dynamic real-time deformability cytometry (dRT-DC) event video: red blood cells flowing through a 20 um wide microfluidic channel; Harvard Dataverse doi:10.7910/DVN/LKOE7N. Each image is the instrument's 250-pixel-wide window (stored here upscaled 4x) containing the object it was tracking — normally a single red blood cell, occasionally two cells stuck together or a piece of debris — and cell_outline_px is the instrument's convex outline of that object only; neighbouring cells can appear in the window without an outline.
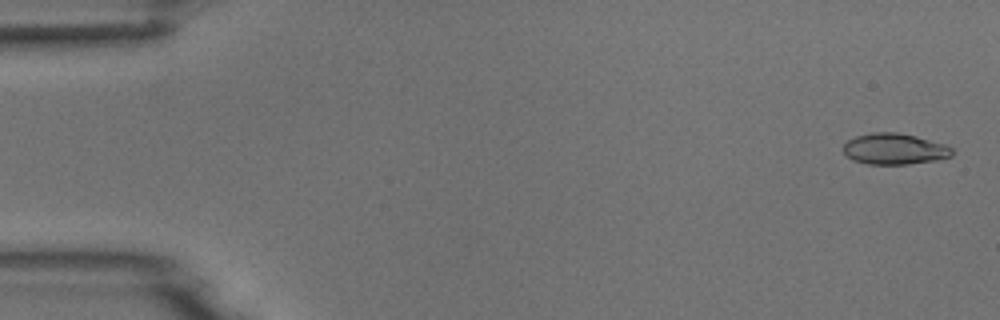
{"species": "common noctule bat (a hibernating species)", "species_latin": "Nyctalus noctula", "temperature_condition": "room temperature", "stored_images_in_passage": 54, "camera_frame_rate_fps": 3000, "um_per_image_px": 0.085, "animal": {"sex": "male", "body_mass_g": 18.8}, "frame": {"image": 1, "passage_image": 2, "time_ms": 0.333, "image_size_px": [1000, 320], "cell_outline_px": [[952, 156], [936, 160], [908, 164], [868, 164], [852, 160], [844, 152], [844, 144], [848, 140], [856, 136], [872, 132], [896, 132], [916, 136], [944, 144], [952, 148]], "centroid_in_image_um": [76.02, 12.66], "position_along_channel_um": 9.0, "area_um2": 19.59}}
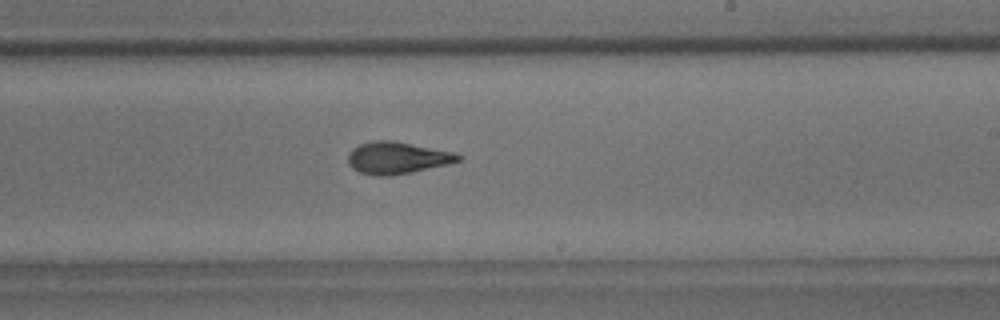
{"frame": {"image": 2, "passage_image": 32, "time_ms": 10.333, "image_size_px": [1000, 320], "cell_outline_px": [[464, 156], [460, 160], [448, 164], [412, 172], [392, 176], [376, 176], [360, 172], [352, 168], [348, 164], [348, 156], [352, 148], [360, 144], [372, 140], [392, 140], [452, 152]], "centroid_in_image_um": [33.73, 13.42], "position_along_channel_um": 255.3, "area_um2": 20.52}}
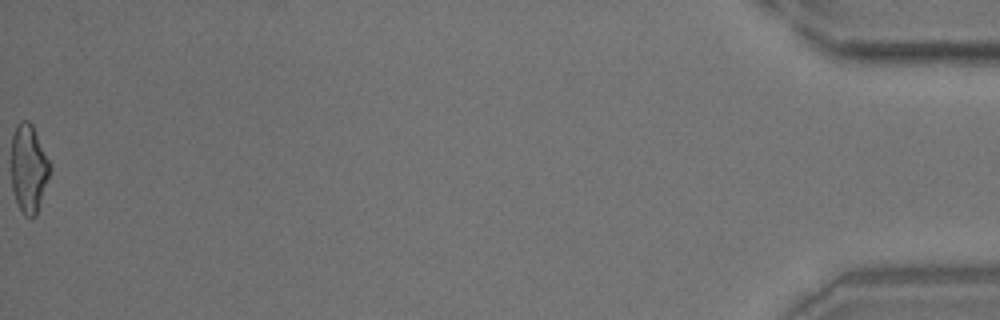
{"frame": {"image": 3, "passage_image": 54, "time_ms": 17.667, "image_size_px": [1000, 320], "cell_outline_px": [[52, 172], [36, 216], [32, 220], [24, 216], [16, 204], [12, 188], [12, 136], [16, 124], [20, 120], [28, 120], [32, 124], [52, 164]], "centroid_in_image_um": [2.47, 14.36], "position_along_channel_um": 432.7, "area_um2": 20.58}}